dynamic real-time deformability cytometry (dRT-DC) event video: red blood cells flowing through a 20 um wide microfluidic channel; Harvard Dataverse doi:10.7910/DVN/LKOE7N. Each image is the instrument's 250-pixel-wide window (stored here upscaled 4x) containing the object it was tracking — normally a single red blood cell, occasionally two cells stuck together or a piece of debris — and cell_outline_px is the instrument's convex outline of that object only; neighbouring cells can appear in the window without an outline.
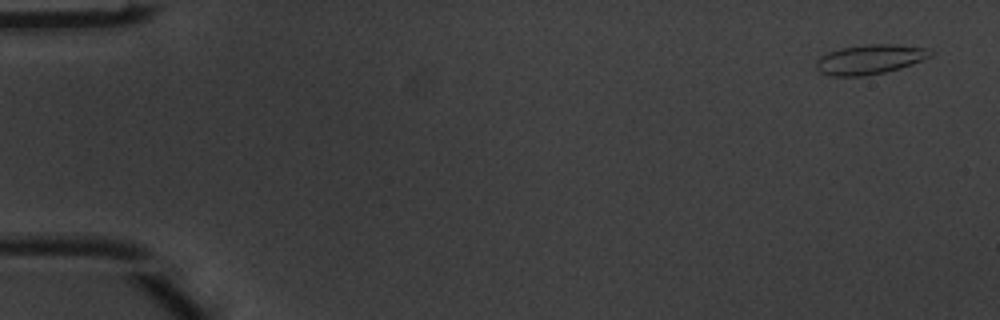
{"species": "common noctule bat (a hibernating species)", "species_latin": "Nyctalus noctula", "temperature_condition": "warm", "stored_images_in_passage": 5, "camera_frame_rate_fps": 3000, "um_per_image_px": 0.085, "animal": {"sex": "male", "body_mass_g": 20.1, "forearm_length_mm": 53.5}, "frame": {"image": 1, "passage_image": 1, "time_ms": 0.0, "image_size_px": [1000, 320], "cell_outline_px": [[936, 52], [932, 56], [912, 64], [900, 68], [884, 72], [860, 76], [832, 76], [820, 72], [816, 68], [816, 60], [820, 56], [828, 52], [844, 48], [864, 44], [896, 44], [928, 48]], "centroid_in_image_um": [73.97, 5.03], "position_along_channel_um": 11.0, "area_um2": 19.77}}